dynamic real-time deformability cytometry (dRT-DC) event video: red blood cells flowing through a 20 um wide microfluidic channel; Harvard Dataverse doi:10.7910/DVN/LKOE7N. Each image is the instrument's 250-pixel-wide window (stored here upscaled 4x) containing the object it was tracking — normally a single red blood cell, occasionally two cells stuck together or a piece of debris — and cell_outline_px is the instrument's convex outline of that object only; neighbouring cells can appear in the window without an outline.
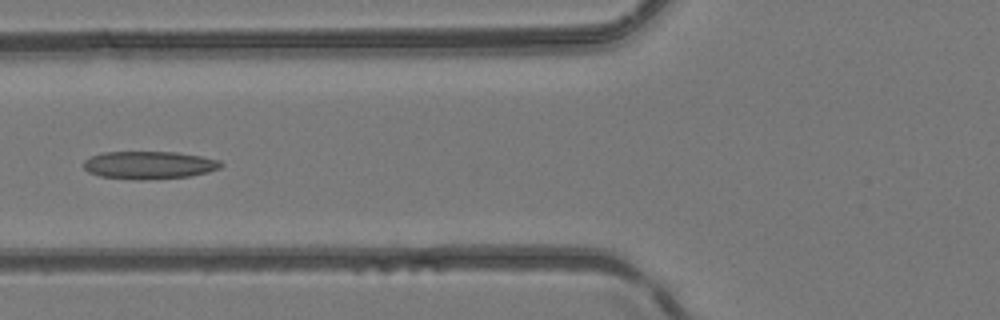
{"species": "common noctule bat (a hibernating species)", "species_latin": "Nyctalus noctula", "temperature_condition": "room temperature", "stored_images_in_passage": 4, "camera_frame_rate_fps": 3000, "um_per_image_px": 0.085, "animal": {"sex": "female", "body_mass_g": 24.6, "forearm_length_mm": 56.2}, "frame": {"image": 1, "passage_image": 4, "time_ms": 3.333, "image_size_px": [1000, 320], "cell_outline_px": [[224, 164], [220, 168], [208, 172], [188, 176], [140, 180], [136, 180], [100, 176], [88, 172], [84, 168], [84, 160], [100, 152], [176, 152], [200, 156], [220, 160]], "centroid_in_image_um": [12.67, 14.03], "position_along_channel_um": 113.1, "area_um2": 22.2}}